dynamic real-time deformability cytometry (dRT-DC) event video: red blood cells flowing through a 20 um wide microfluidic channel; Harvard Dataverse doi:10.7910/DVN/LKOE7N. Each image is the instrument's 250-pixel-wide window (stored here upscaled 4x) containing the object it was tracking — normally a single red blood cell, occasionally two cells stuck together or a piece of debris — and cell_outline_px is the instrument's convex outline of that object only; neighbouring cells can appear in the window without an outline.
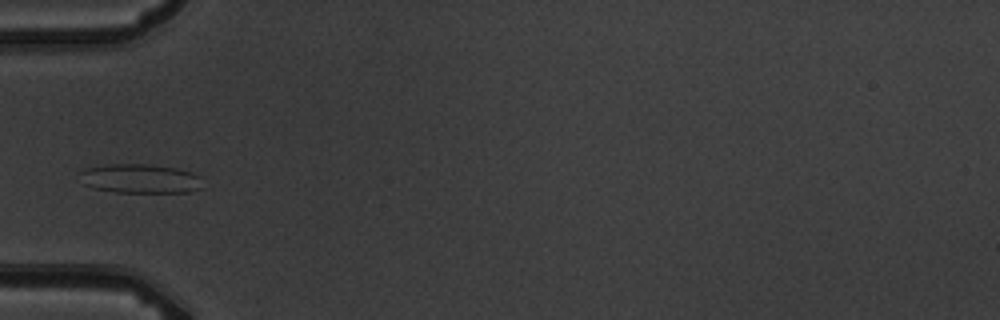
{"species": "common noctule bat (a hibernating species)", "species_latin": "Nyctalus noctula", "temperature_condition": "warm", "stored_images_in_passage": 10, "camera_frame_rate_fps": 3000, "um_per_image_px": 0.085, "animal": {"sex": "male", "body_mass_g": 19.5, "forearm_length_mm": 54.6}, "frame": {"image": 1, "passage_image": 7, "time_ms": 7.0, "image_size_px": [1000, 320], "cell_outline_px": [[204, 188], [192, 192], [112, 192], [92, 188], [84, 184], [80, 172], [88, 168], [112, 164], [152, 164], [176, 168], [192, 172], [200, 176]], "centroid_in_image_um": [11.99, 15.19], "position_along_channel_um": 73.0, "area_um2": 21.04}}
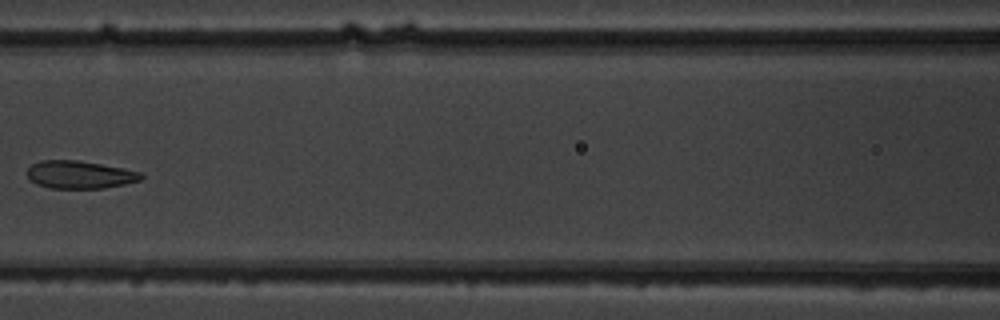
{"frame": {"image": 2, "passage_image": 9, "time_ms": 9.333, "image_size_px": [1000, 320], "cell_outline_px": [[144, 176], [140, 180], [124, 184], [104, 188], [48, 188], [36, 184], [28, 180], [24, 172], [32, 164], [40, 160], [80, 160], [124, 168], [140, 172]], "centroid_in_image_um": [6.71, 14.84], "position_along_channel_um": 159.9, "area_um2": 18.73}}
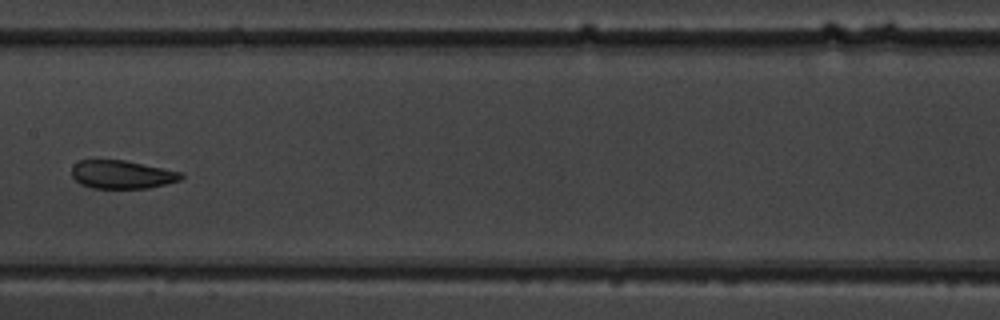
{"frame": {"image": 3, "passage_image": 10, "time_ms": 10.333, "image_size_px": [1000, 320], "cell_outline_px": [[184, 176], [180, 180], [148, 188], [92, 188], [80, 184], [72, 176], [72, 168], [80, 160], [124, 160], [184, 172]], "centroid_in_image_um": [10.39, 14.83], "position_along_channel_um": 197.0, "area_um2": 17.98}}